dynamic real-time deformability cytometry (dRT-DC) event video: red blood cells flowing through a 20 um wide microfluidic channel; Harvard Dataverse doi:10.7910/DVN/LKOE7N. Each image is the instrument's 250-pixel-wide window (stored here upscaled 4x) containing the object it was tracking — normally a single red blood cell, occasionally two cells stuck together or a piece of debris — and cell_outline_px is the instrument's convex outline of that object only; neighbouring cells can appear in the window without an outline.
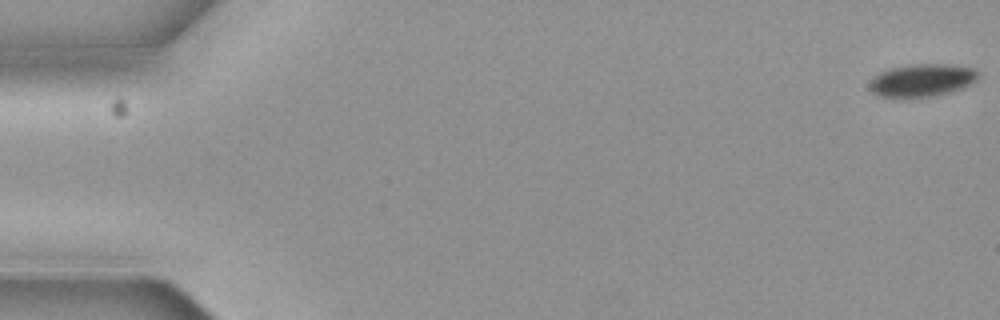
{"species": "common noctule bat (a hibernating species)", "species_latin": "Nyctalus noctula", "temperature_condition": "cold", "stored_images_in_passage": 6, "camera_frame_rate_fps": 3000, "um_per_image_px": 0.085, "animal": {"sex": "female", "body_mass_g": 19.3, "forearm_length_mm": 54.1}, "frame": {"image": 1, "passage_image": 1, "time_ms": 0.0, "image_size_px": [1000, 320], "cell_outline_px": [[980, 76], [972, 84], [964, 88], [936, 96], [900, 100], [876, 96], [868, 88], [868, 84], [872, 76], [880, 72], [892, 68], [912, 64], [944, 64], [972, 68], [980, 72]], "centroid_in_image_um": [78.31, 6.87], "position_along_channel_um": 6.7, "area_um2": 21.62}}
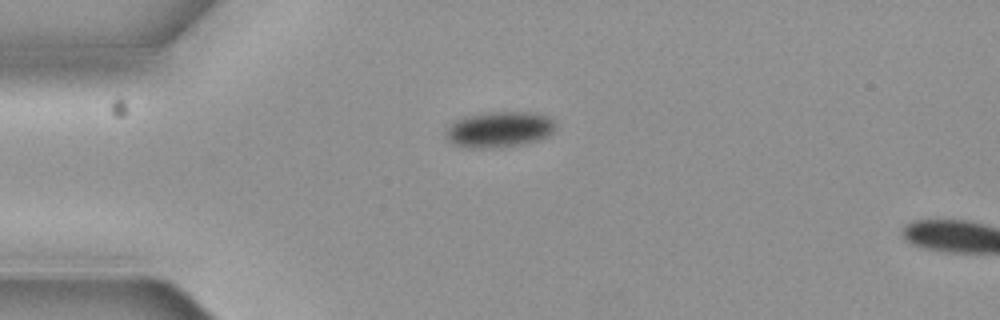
{"frame": {"image": 2, "passage_image": 5, "time_ms": 1.333, "image_size_px": [1000, 320], "cell_outline_px": [[556, 128], [548, 136], [524, 144], [500, 148], [468, 148], [452, 144], [444, 136], [444, 132], [448, 124], [452, 120], [464, 116], [484, 112], [532, 112], [548, 116], [556, 124]], "centroid_in_image_um": [42.37, 11.0], "position_along_channel_um": 42.6, "area_um2": 23.52}}